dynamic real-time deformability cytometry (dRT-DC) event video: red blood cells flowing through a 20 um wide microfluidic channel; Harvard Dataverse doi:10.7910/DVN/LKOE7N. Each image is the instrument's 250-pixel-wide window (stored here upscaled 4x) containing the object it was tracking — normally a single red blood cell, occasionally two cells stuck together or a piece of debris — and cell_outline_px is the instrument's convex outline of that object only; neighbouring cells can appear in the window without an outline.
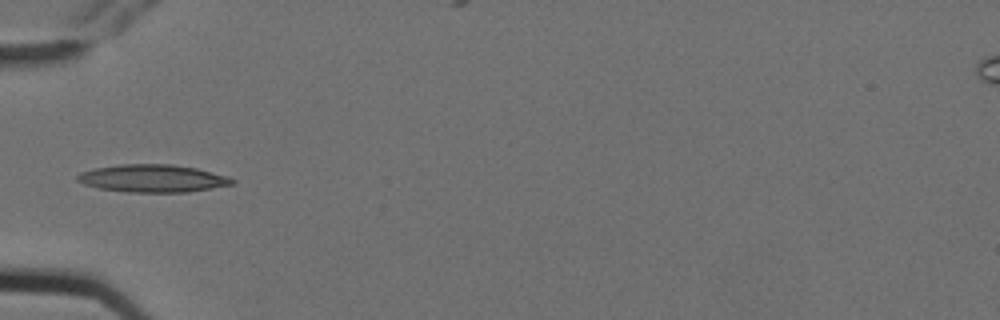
{"species": "Egyptian fruit bat (a non-hibernating species)", "species_latin": "Rousettus aegyptiacus", "temperature_condition": "cold", "stored_images_in_passage": 10, "camera_frame_rate_fps": 3000, "um_per_image_px": 0.085, "animal": {"sex": "female"}, "frame": {"image": 1, "passage_image": 6, "time_ms": 1.667, "image_size_px": [1000, 320], "cell_outline_px": [[236, 184], [188, 192], [128, 192], [100, 188], [84, 184], [76, 180], [76, 176], [80, 172], [96, 168], [120, 164], [172, 164], [196, 168], [224, 176], [236, 180]], "centroid_in_image_um": [12.97, 15.16], "position_along_channel_um": 72.0, "area_um2": 24.8}}
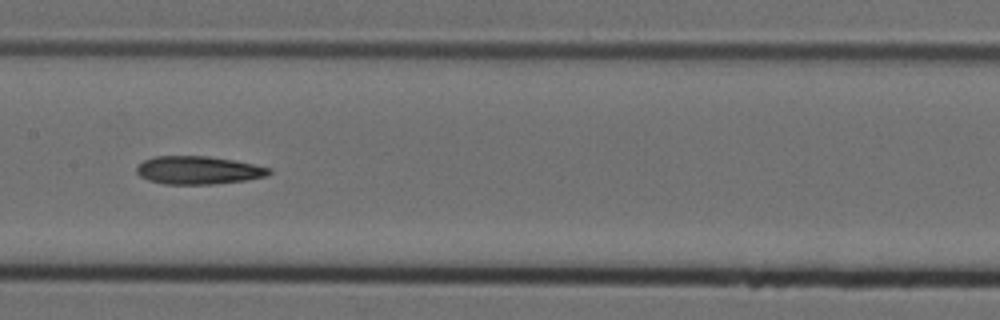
{"frame": {"image": 2, "passage_image": 9, "time_ms": 2.667, "image_size_px": [1000, 320], "cell_outline_px": [[272, 172], [268, 176], [248, 180], [212, 184], [164, 184], [148, 180], [140, 176], [136, 172], [136, 168], [144, 160], [152, 156], [208, 156], [236, 160], [272, 168]], "centroid_in_image_um": [16.9, 14.46], "position_along_channel_um": 190.5, "area_um2": 21.91}}
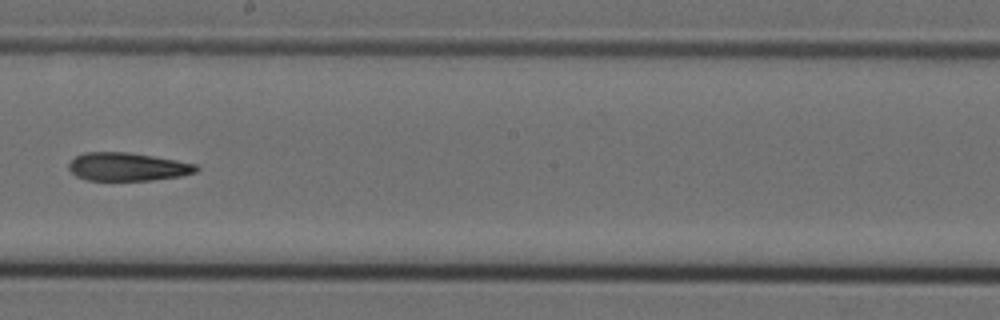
{"frame": {"image": 3, "passage_image": 10, "time_ms": 3.0, "image_size_px": [1000, 320], "cell_outline_px": [[200, 168], [196, 172], [184, 176], [152, 180], [84, 180], [76, 176], [68, 168], [68, 164], [76, 156], [84, 152], [128, 152], [176, 160], [196, 164]], "centroid_in_image_um": [10.85, 14.18], "position_along_channel_um": 237.3, "area_um2": 21.04}}